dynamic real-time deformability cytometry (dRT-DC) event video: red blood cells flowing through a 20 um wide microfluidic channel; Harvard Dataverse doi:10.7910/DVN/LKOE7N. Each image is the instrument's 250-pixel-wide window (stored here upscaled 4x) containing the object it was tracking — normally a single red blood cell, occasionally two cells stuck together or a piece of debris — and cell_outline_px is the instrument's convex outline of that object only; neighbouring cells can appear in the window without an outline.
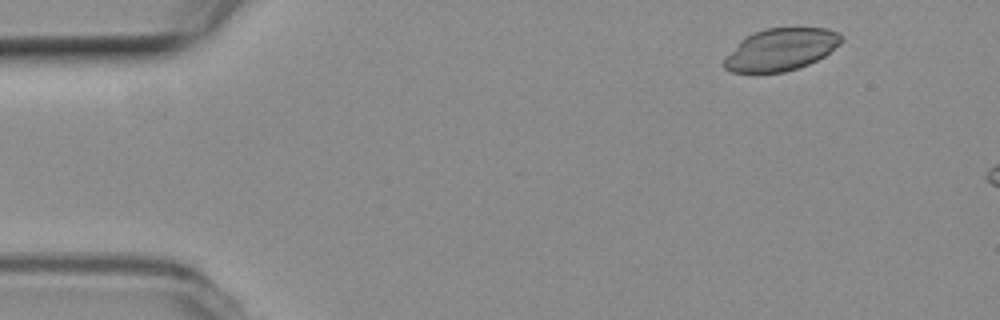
{"species": "common noctule bat (a hibernating species)", "species_latin": "Nyctalus noctula", "temperature_condition": "room temperature", "stored_images_in_passage": 8, "camera_frame_rate_fps": 3000, "um_per_image_px": 0.085, "animal": {"sex": "female", "body_mass_g": 19.3, "forearm_length_mm": 54.1}, "frame": {"image": 1, "passage_image": 3, "time_ms": 0.667, "image_size_px": [1000, 320], "cell_outline_px": [[844, 40], [840, 44], [824, 56], [808, 64], [784, 72], [732, 72], [724, 68], [724, 60], [740, 40], [752, 32], [764, 28], [828, 28], [840, 32], [844, 36]], "centroid_in_image_um": [66.41, 4.18], "position_along_channel_um": 18.6, "area_um2": 28.78}}